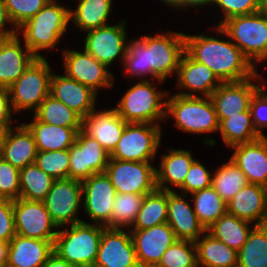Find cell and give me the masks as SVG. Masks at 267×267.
<instances>
[{
  "label": "cell",
  "mask_w": 267,
  "mask_h": 267,
  "mask_svg": "<svg viewBox=\"0 0 267 267\" xmlns=\"http://www.w3.org/2000/svg\"><path fill=\"white\" fill-rule=\"evenodd\" d=\"M12 122H0V155L2 152V147L4 145L7 133L12 127Z\"/></svg>",
  "instance_id": "11a10c76"
},
{
  "label": "cell",
  "mask_w": 267,
  "mask_h": 267,
  "mask_svg": "<svg viewBox=\"0 0 267 267\" xmlns=\"http://www.w3.org/2000/svg\"><path fill=\"white\" fill-rule=\"evenodd\" d=\"M62 53L64 74L67 77L91 88L97 94L99 88L113 87L115 78L112 72L85 49L82 52L65 49Z\"/></svg>",
  "instance_id": "5bb4252c"
},
{
  "label": "cell",
  "mask_w": 267,
  "mask_h": 267,
  "mask_svg": "<svg viewBox=\"0 0 267 267\" xmlns=\"http://www.w3.org/2000/svg\"><path fill=\"white\" fill-rule=\"evenodd\" d=\"M93 267H140L129 229H103Z\"/></svg>",
  "instance_id": "e0dca14e"
},
{
  "label": "cell",
  "mask_w": 267,
  "mask_h": 267,
  "mask_svg": "<svg viewBox=\"0 0 267 267\" xmlns=\"http://www.w3.org/2000/svg\"><path fill=\"white\" fill-rule=\"evenodd\" d=\"M37 154L34 135L24 123L9 129L0 157L21 170L34 164Z\"/></svg>",
  "instance_id": "83f0119b"
},
{
  "label": "cell",
  "mask_w": 267,
  "mask_h": 267,
  "mask_svg": "<svg viewBox=\"0 0 267 267\" xmlns=\"http://www.w3.org/2000/svg\"><path fill=\"white\" fill-rule=\"evenodd\" d=\"M33 115L46 124L71 127L76 132L82 129V117L50 94Z\"/></svg>",
  "instance_id": "e575fe53"
},
{
  "label": "cell",
  "mask_w": 267,
  "mask_h": 267,
  "mask_svg": "<svg viewBox=\"0 0 267 267\" xmlns=\"http://www.w3.org/2000/svg\"><path fill=\"white\" fill-rule=\"evenodd\" d=\"M50 0L35 16L17 29L25 45L37 57L39 51L56 48L70 23V9Z\"/></svg>",
  "instance_id": "3957f363"
},
{
  "label": "cell",
  "mask_w": 267,
  "mask_h": 267,
  "mask_svg": "<svg viewBox=\"0 0 267 267\" xmlns=\"http://www.w3.org/2000/svg\"><path fill=\"white\" fill-rule=\"evenodd\" d=\"M20 38H0V87L9 88L37 59Z\"/></svg>",
  "instance_id": "d4e9b609"
},
{
  "label": "cell",
  "mask_w": 267,
  "mask_h": 267,
  "mask_svg": "<svg viewBox=\"0 0 267 267\" xmlns=\"http://www.w3.org/2000/svg\"><path fill=\"white\" fill-rule=\"evenodd\" d=\"M9 242L0 240V262H8Z\"/></svg>",
  "instance_id": "9f6ffc18"
},
{
  "label": "cell",
  "mask_w": 267,
  "mask_h": 267,
  "mask_svg": "<svg viewBox=\"0 0 267 267\" xmlns=\"http://www.w3.org/2000/svg\"><path fill=\"white\" fill-rule=\"evenodd\" d=\"M215 27V33L220 37L226 36L227 40L208 34H184L185 51L195 61L208 66L221 82H237L252 77L256 68L226 32L220 26Z\"/></svg>",
  "instance_id": "7a4b0ae2"
},
{
  "label": "cell",
  "mask_w": 267,
  "mask_h": 267,
  "mask_svg": "<svg viewBox=\"0 0 267 267\" xmlns=\"http://www.w3.org/2000/svg\"><path fill=\"white\" fill-rule=\"evenodd\" d=\"M0 267H7V262H0Z\"/></svg>",
  "instance_id": "680465c9"
},
{
  "label": "cell",
  "mask_w": 267,
  "mask_h": 267,
  "mask_svg": "<svg viewBox=\"0 0 267 267\" xmlns=\"http://www.w3.org/2000/svg\"><path fill=\"white\" fill-rule=\"evenodd\" d=\"M212 172L199 160H195L191 165L183 184L178 188L182 194L188 195L198 190L212 185Z\"/></svg>",
  "instance_id": "c3c4849f"
},
{
  "label": "cell",
  "mask_w": 267,
  "mask_h": 267,
  "mask_svg": "<svg viewBox=\"0 0 267 267\" xmlns=\"http://www.w3.org/2000/svg\"><path fill=\"white\" fill-rule=\"evenodd\" d=\"M150 80H139L130 87L114 107L127 123L160 125L166 121V99L169 91H158ZM154 85V86H153Z\"/></svg>",
  "instance_id": "277c9868"
},
{
  "label": "cell",
  "mask_w": 267,
  "mask_h": 267,
  "mask_svg": "<svg viewBox=\"0 0 267 267\" xmlns=\"http://www.w3.org/2000/svg\"><path fill=\"white\" fill-rule=\"evenodd\" d=\"M184 34L169 30L155 36L143 35L131 39L127 42L122 70L133 79L150 80L149 77H152L161 84L174 73L176 76L185 52Z\"/></svg>",
  "instance_id": "6da1fadb"
},
{
  "label": "cell",
  "mask_w": 267,
  "mask_h": 267,
  "mask_svg": "<svg viewBox=\"0 0 267 267\" xmlns=\"http://www.w3.org/2000/svg\"><path fill=\"white\" fill-rule=\"evenodd\" d=\"M168 92L166 122L170 116L177 129L188 134H208L219 131V122L210 97H185Z\"/></svg>",
  "instance_id": "5b68a950"
},
{
  "label": "cell",
  "mask_w": 267,
  "mask_h": 267,
  "mask_svg": "<svg viewBox=\"0 0 267 267\" xmlns=\"http://www.w3.org/2000/svg\"><path fill=\"white\" fill-rule=\"evenodd\" d=\"M20 198L43 202L55 179L35 163L20 170Z\"/></svg>",
  "instance_id": "74e56055"
},
{
  "label": "cell",
  "mask_w": 267,
  "mask_h": 267,
  "mask_svg": "<svg viewBox=\"0 0 267 267\" xmlns=\"http://www.w3.org/2000/svg\"><path fill=\"white\" fill-rule=\"evenodd\" d=\"M13 27L18 29L50 0H3Z\"/></svg>",
  "instance_id": "ee69618b"
},
{
  "label": "cell",
  "mask_w": 267,
  "mask_h": 267,
  "mask_svg": "<svg viewBox=\"0 0 267 267\" xmlns=\"http://www.w3.org/2000/svg\"><path fill=\"white\" fill-rule=\"evenodd\" d=\"M156 267H198L195 242L176 240L164 252Z\"/></svg>",
  "instance_id": "b9f144b4"
},
{
  "label": "cell",
  "mask_w": 267,
  "mask_h": 267,
  "mask_svg": "<svg viewBox=\"0 0 267 267\" xmlns=\"http://www.w3.org/2000/svg\"><path fill=\"white\" fill-rule=\"evenodd\" d=\"M237 267H267V226L255 225L237 252Z\"/></svg>",
  "instance_id": "d590c367"
},
{
  "label": "cell",
  "mask_w": 267,
  "mask_h": 267,
  "mask_svg": "<svg viewBox=\"0 0 267 267\" xmlns=\"http://www.w3.org/2000/svg\"><path fill=\"white\" fill-rule=\"evenodd\" d=\"M248 184L245 174L231 158L212 173L211 186L225 203Z\"/></svg>",
  "instance_id": "f35d334b"
},
{
  "label": "cell",
  "mask_w": 267,
  "mask_h": 267,
  "mask_svg": "<svg viewBox=\"0 0 267 267\" xmlns=\"http://www.w3.org/2000/svg\"><path fill=\"white\" fill-rule=\"evenodd\" d=\"M176 76V85L182 90L175 94L185 97H210L222 83L208 66L195 61L186 51L180 59Z\"/></svg>",
  "instance_id": "ffe728a7"
},
{
  "label": "cell",
  "mask_w": 267,
  "mask_h": 267,
  "mask_svg": "<svg viewBox=\"0 0 267 267\" xmlns=\"http://www.w3.org/2000/svg\"><path fill=\"white\" fill-rule=\"evenodd\" d=\"M7 24L13 25L9 18L4 1L0 0V38H9L17 35V29H15V27H12L11 29L6 28Z\"/></svg>",
  "instance_id": "816d5d0a"
},
{
  "label": "cell",
  "mask_w": 267,
  "mask_h": 267,
  "mask_svg": "<svg viewBox=\"0 0 267 267\" xmlns=\"http://www.w3.org/2000/svg\"><path fill=\"white\" fill-rule=\"evenodd\" d=\"M145 195L117 193L113 202L110 228L130 229L142 206Z\"/></svg>",
  "instance_id": "60d3db41"
},
{
  "label": "cell",
  "mask_w": 267,
  "mask_h": 267,
  "mask_svg": "<svg viewBox=\"0 0 267 267\" xmlns=\"http://www.w3.org/2000/svg\"><path fill=\"white\" fill-rule=\"evenodd\" d=\"M20 170L0 157V199L20 198Z\"/></svg>",
  "instance_id": "bcb514c9"
},
{
  "label": "cell",
  "mask_w": 267,
  "mask_h": 267,
  "mask_svg": "<svg viewBox=\"0 0 267 267\" xmlns=\"http://www.w3.org/2000/svg\"><path fill=\"white\" fill-rule=\"evenodd\" d=\"M24 124L33 133L38 151H54L69 149L74 143L77 132L71 127L46 124L35 116Z\"/></svg>",
  "instance_id": "f546056e"
},
{
  "label": "cell",
  "mask_w": 267,
  "mask_h": 267,
  "mask_svg": "<svg viewBox=\"0 0 267 267\" xmlns=\"http://www.w3.org/2000/svg\"><path fill=\"white\" fill-rule=\"evenodd\" d=\"M14 112L10 104V93L9 89L0 87V122H14Z\"/></svg>",
  "instance_id": "f907efd6"
},
{
  "label": "cell",
  "mask_w": 267,
  "mask_h": 267,
  "mask_svg": "<svg viewBox=\"0 0 267 267\" xmlns=\"http://www.w3.org/2000/svg\"><path fill=\"white\" fill-rule=\"evenodd\" d=\"M35 164L55 180L69 178V149L38 151Z\"/></svg>",
  "instance_id": "7bdbcfd3"
},
{
  "label": "cell",
  "mask_w": 267,
  "mask_h": 267,
  "mask_svg": "<svg viewBox=\"0 0 267 267\" xmlns=\"http://www.w3.org/2000/svg\"><path fill=\"white\" fill-rule=\"evenodd\" d=\"M255 81V82H254ZM257 74L237 82H222L211 94L218 122L250 109L254 94L260 89ZM254 82V83H253Z\"/></svg>",
  "instance_id": "ac0fdd59"
},
{
  "label": "cell",
  "mask_w": 267,
  "mask_h": 267,
  "mask_svg": "<svg viewBox=\"0 0 267 267\" xmlns=\"http://www.w3.org/2000/svg\"><path fill=\"white\" fill-rule=\"evenodd\" d=\"M213 3L214 1L213 0H183V10L187 8H201V7H204V6H211L212 5V8H213Z\"/></svg>",
  "instance_id": "db71d44e"
},
{
  "label": "cell",
  "mask_w": 267,
  "mask_h": 267,
  "mask_svg": "<svg viewBox=\"0 0 267 267\" xmlns=\"http://www.w3.org/2000/svg\"><path fill=\"white\" fill-rule=\"evenodd\" d=\"M49 62L44 57L35 59L25 72L8 88L10 104L14 114L21 111L33 113L50 94L53 74Z\"/></svg>",
  "instance_id": "ba28073f"
},
{
  "label": "cell",
  "mask_w": 267,
  "mask_h": 267,
  "mask_svg": "<svg viewBox=\"0 0 267 267\" xmlns=\"http://www.w3.org/2000/svg\"><path fill=\"white\" fill-rule=\"evenodd\" d=\"M42 267H78V266L68 263L65 259H62L55 252H53L48 257L46 263Z\"/></svg>",
  "instance_id": "f5cc1de1"
},
{
  "label": "cell",
  "mask_w": 267,
  "mask_h": 267,
  "mask_svg": "<svg viewBox=\"0 0 267 267\" xmlns=\"http://www.w3.org/2000/svg\"><path fill=\"white\" fill-rule=\"evenodd\" d=\"M219 132L227 148L261 138L254 128L250 109L223 119L219 123Z\"/></svg>",
  "instance_id": "836d02e7"
},
{
  "label": "cell",
  "mask_w": 267,
  "mask_h": 267,
  "mask_svg": "<svg viewBox=\"0 0 267 267\" xmlns=\"http://www.w3.org/2000/svg\"><path fill=\"white\" fill-rule=\"evenodd\" d=\"M105 227L83 221L61 227L54 238L53 251L68 263L78 267H93L102 231Z\"/></svg>",
  "instance_id": "8992f818"
},
{
  "label": "cell",
  "mask_w": 267,
  "mask_h": 267,
  "mask_svg": "<svg viewBox=\"0 0 267 267\" xmlns=\"http://www.w3.org/2000/svg\"><path fill=\"white\" fill-rule=\"evenodd\" d=\"M264 9L267 11V0H264Z\"/></svg>",
  "instance_id": "91938a15"
},
{
  "label": "cell",
  "mask_w": 267,
  "mask_h": 267,
  "mask_svg": "<svg viewBox=\"0 0 267 267\" xmlns=\"http://www.w3.org/2000/svg\"><path fill=\"white\" fill-rule=\"evenodd\" d=\"M187 196L167 191V223L173 229L177 240L195 242L206 230L199 222L192 204L185 200Z\"/></svg>",
  "instance_id": "44dd1931"
},
{
  "label": "cell",
  "mask_w": 267,
  "mask_h": 267,
  "mask_svg": "<svg viewBox=\"0 0 267 267\" xmlns=\"http://www.w3.org/2000/svg\"><path fill=\"white\" fill-rule=\"evenodd\" d=\"M220 8L223 18L220 17V26L229 18L249 15L264 9V0H214L213 6Z\"/></svg>",
  "instance_id": "f6af8a7d"
},
{
  "label": "cell",
  "mask_w": 267,
  "mask_h": 267,
  "mask_svg": "<svg viewBox=\"0 0 267 267\" xmlns=\"http://www.w3.org/2000/svg\"><path fill=\"white\" fill-rule=\"evenodd\" d=\"M167 223V191L156 189L145 195L136 220L130 229H147Z\"/></svg>",
  "instance_id": "ab89813d"
},
{
  "label": "cell",
  "mask_w": 267,
  "mask_h": 267,
  "mask_svg": "<svg viewBox=\"0 0 267 267\" xmlns=\"http://www.w3.org/2000/svg\"><path fill=\"white\" fill-rule=\"evenodd\" d=\"M43 202L58 228L83 222L78 218L82 207L81 181L71 178L56 179Z\"/></svg>",
  "instance_id": "8fae6325"
},
{
  "label": "cell",
  "mask_w": 267,
  "mask_h": 267,
  "mask_svg": "<svg viewBox=\"0 0 267 267\" xmlns=\"http://www.w3.org/2000/svg\"><path fill=\"white\" fill-rule=\"evenodd\" d=\"M53 242L16 234L9 242L7 267H42L54 252Z\"/></svg>",
  "instance_id": "4316f807"
},
{
  "label": "cell",
  "mask_w": 267,
  "mask_h": 267,
  "mask_svg": "<svg viewBox=\"0 0 267 267\" xmlns=\"http://www.w3.org/2000/svg\"><path fill=\"white\" fill-rule=\"evenodd\" d=\"M123 19L118 24L86 31L84 49L108 68L119 58L121 66L127 52V29Z\"/></svg>",
  "instance_id": "7c38bea8"
},
{
  "label": "cell",
  "mask_w": 267,
  "mask_h": 267,
  "mask_svg": "<svg viewBox=\"0 0 267 267\" xmlns=\"http://www.w3.org/2000/svg\"><path fill=\"white\" fill-rule=\"evenodd\" d=\"M230 149H233L230 158L245 174L249 184L267 187V136Z\"/></svg>",
  "instance_id": "603a6c76"
},
{
  "label": "cell",
  "mask_w": 267,
  "mask_h": 267,
  "mask_svg": "<svg viewBox=\"0 0 267 267\" xmlns=\"http://www.w3.org/2000/svg\"><path fill=\"white\" fill-rule=\"evenodd\" d=\"M196 159L189 150L170 148L161 154L159 169L156 168V186L162 191H174L179 188ZM171 185L175 189L169 187Z\"/></svg>",
  "instance_id": "f1b7e54d"
},
{
  "label": "cell",
  "mask_w": 267,
  "mask_h": 267,
  "mask_svg": "<svg viewBox=\"0 0 267 267\" xmlns=\"http://www.w3.org/2000/svg\"><path fill=\"white\" fill-rule=\"evenodd\" d=\"M127 122L117 114L115 108L97 111L95 108L82 118V131L96 139L109 153L116 147Z\"/></svg>",
  "instance_id": "7402d4cb"
},
{
  "label": "cell",
  "mask_w": 267,
  "mask_h": 267,
  "mask_svg": "<svg viewBox=\"0 0 267 267\" xmlns=\"http://www.w3.org/2000/svg\"><path fill=\"white\" fill-rule=\"evenodd\" d=\"M109 160L110 153L80 130L69 148V178L82 182L93 174L103 173Z\"/></svg>",
  "instance_id": "4fadbf2b"
},
{
  "label": "cell",
  "mask_w": 267,
  "mask_h": 267,
  "mask_svg": "<svg viewBox=\"0 0 267 267\" xmlns=\"http://www.w3.org/2000/svg\"><path fill=\"white\" fill-rule=\"evenodd\" d=\"M226 204L228 214L254 225H265L267 221V189L264 186L248 184Z\"/></svg>",
  "instance_id": "484cf974"
},
{
  "label": "cell",
  "mask_w": 267,
  "mask_h": 267,
  "mask_svg": "<svg viewBox=\"0 0 267 267\" xmlns=\"http://www.w3.org/2000/svg\"><path fill=\"white\" fill-rule=\"evenodd\" d=\"M161 127L150 123H127L110 159L153 162L161 145Z\"/></svg>",
  "instance_id": "9c48e42d"
},
{
  "label": "cell",
  "mask_w": 267,
  "mask_h": 267,
  "mask_svg": "<svg viewBox=\"0 0 267 267\" xmlns=\"http://www.w3.org/2000/svg\"><path fill=\"white\" fill-rule=\"evenodd\" d=\"M161 2H163V4H165L166 6H169L174 8V10L176 9H181L183 10V0H160Z\"/></svg>",
  "instance_id": "6f0895ef"
},
{
  "label": "cell",
  "mask_w": 267,
  "mask_h": 267,
  "mask_svg": "<svg viewBox=\"0 0 267 267\" xmlns=\"http://www.w3.org/2000/svg\"><path fill=\"white\" fill-rule=\"evenodd\" d=\"M254 226L249 221L226 213L218 218L206 231L238 252L246 243L248 235Z\"/></svg>",
  "instance_id": "1f68e13d"
},
{
  "label": "cell",
  "mask_w": 267,
  "mask_h": 267,
  "mask_svg": "<svg viewBox=\"0 0 267 267\" xmlns=\"http://www.w3.org/2000/svg\"><path fill=\"white\" fill-rule=\"evenodd\" d=\"M129 230L140 267H156L164 252L177 240L168 223Z\"/></svg>",
  "instance_id": "d6986e66"
},
{
  "label": "cell",
  "mask_w": 267,
  "mask_h": 267,
  "mask_svg": "<svg viewBox=\"0 0 267 267\" xmlns=\"http://www.w3.org/2000/svg\"><path fill=\"white\" fill-rule=\"evenodd\" d=\"M50 95L63 102L82 118L96 108L98 94L91 88L64 75L53 72L50 81Z\"/></svg>",
  "instance_id": "cb8c5ba5"
},
{
  "label": "cell",
  "mask_w": 267,
  "mask_h": 267,
  "mask_svg": "<svg viewBox=\"0 0 267 267\" xmlns=\"http://www.w3.org/2000/svg\"><path fill=\"white\" fill-rule=\"evenodd\" d=\"M116 189L105 172L96 173L82 181V205L85 216L93 224L110 228Z\"/></svg>",
  "instance_id": "9a60e30c"
},
{
  "label": "cell",
  "mask_w": 267,
  "mask_h": 267,
  "mask_svg": "<svg viewBox=\"0 0 267 267\" xmlns=\"http://www.w3.org/2000/svg\"><path fill=\"white\" fill-rule=\"evenodd\" d=\"M195 244L198 267H237V251L207 231Z\"/></svg>",
  "instance_id": "4dcf8cb0"
},
{
  "label": "cell",
  "mask_w": 267,
  "mask_h": 267,
  "mask_svg": "<svg viewBox=\"0 0 267 267\" xmlns=\"http://www.w3.org/2000/svg\"><path fill=\"white\" fill-rule=\"evenodd\" d=\"M15 231L27 238L54 240L58 233L44 202L13 200Z\"/></svg>",
  "instance_id": "2e32d148"
},
{
  "label": "cell",
  "mask_w": 267,
  "mask_h": 267,
  "mask_svg": "<svg viewBox=\"0 0 267 267\" xmlns=\"http://www.w3.org/2000/svg\"><path fill=\"white\" fill-rule=\"evenodd\" d=\"M193 209L201 225L207 230L218 218L227 213V204L212 186L189 194Z\"/></svg>",
  "instance_id": "8d00e7d4"
},
{
  "label": "cell",
  "mask_w": 267,
  "mask_h": 267,
  "mask_svg": "<svg viewBox=\"0 0 267 267\" xmlns=\"http://www.w3.org/2000/svg\"><path fill=\"white\" fill-rule=\"evenodd\" d=\"M256 74L259 82L263 83H260V89L251 99L250 112L255 130L261 137H266L262 131L267 127V88H265V79L262 78L257 69Z\"/></svg>",
  "instance_id": "7dc6e473"
},
{
  "label": "cell",
  "mask_w": 267,
  "mask_h": 267,
  "mask_svg": "<svg viewBox=\"0 0 267 267\" xmlns=\"http://www.w3.org/2000/svg\"><path fill=\"white\" fill-rule=\"evenodd\" d=\"M15 235L13 200L0 199V240L10 242Z\"/></svg>",
  "instance_id": "681fc988"
},
{
  "label": "cell",
  "mask_w": 267,
  "mask_h": 267,
  "mask_svg": "<svg viewBox=\"0 0 267 267\" xmlns=\"http://www.w3.org/2000/svg\"><path fill=\"white\" fill-rule=\"evenodd\" d=\"M75 10L70 9V21L86 32L105 26L111 13L113 0H78Z\"/></svg>",
  "instance_id": "d6a6232c"
},
{
  "label": "cell",
  "mask_w": 267,
  "mask_h": 267,
  "mask_svg": "<svg viewBox=\"0 0 267 267\" xmlns=\"http://www.w3.org/2000/svg\"><path fill=\"white\" fill-rule=\"evenodd\" d=\"M105 173L116 193L147 195L157 189L156 168L152 162L110 159Z\"/></svg>",
  "instance_id": "30bf717a"
},
{
  "label": "cell",
  "mask_w": 267,
  "mask_h": 267,
  "mask_svg": "<svg viewBox=\"0 0 267 267\" xmlns=\"http://www.w3.org/2000/svg\"><path fill=\"white\" fill-rule=\"evenodd\" d=\"M220 27L257 69L267 61V11L229 18ZM258 64V65H257Z\"/></svg>",
  "instance_id": "52a82bcc"
}]
</instances>
